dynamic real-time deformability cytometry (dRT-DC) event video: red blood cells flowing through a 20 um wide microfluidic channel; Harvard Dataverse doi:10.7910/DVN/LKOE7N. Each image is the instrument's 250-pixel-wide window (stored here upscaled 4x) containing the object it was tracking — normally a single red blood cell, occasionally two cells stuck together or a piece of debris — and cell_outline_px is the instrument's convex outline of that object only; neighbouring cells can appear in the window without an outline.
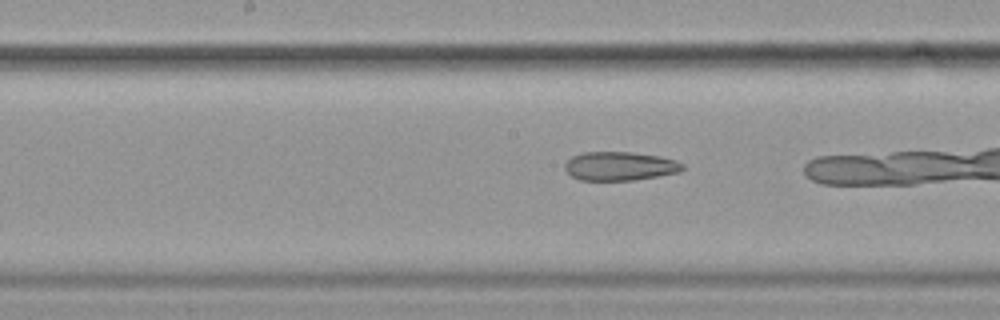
{"species": "common noctule bat (a hibernating species)", "species_latin": "Nyctalus noctula", "temperature_condition": "cold", "stored_images_in_passage": 36, "camera_frame_rate_fps": 3000, "um_per_image_px": 0.085, "animal": {"sex": "female", "body_mass_g": 19.9}, "frame": {"image": 1, "passage_image": 26, "time_ms": 8.333, "image_size_px": [1000, 320], "cell_outline_px": [[684, 168], [680, 172], [632, 180], [580, 180], [572, 176], [564, 168], [564, 164], [572, 156], [584, 152], [632, 152], [660, 156], [676, 160], [684, 164]], "centroid_in_image_um": [52.69, 14.11], "position_along_channel_um": 195.5, "area_um2": 19.71}}